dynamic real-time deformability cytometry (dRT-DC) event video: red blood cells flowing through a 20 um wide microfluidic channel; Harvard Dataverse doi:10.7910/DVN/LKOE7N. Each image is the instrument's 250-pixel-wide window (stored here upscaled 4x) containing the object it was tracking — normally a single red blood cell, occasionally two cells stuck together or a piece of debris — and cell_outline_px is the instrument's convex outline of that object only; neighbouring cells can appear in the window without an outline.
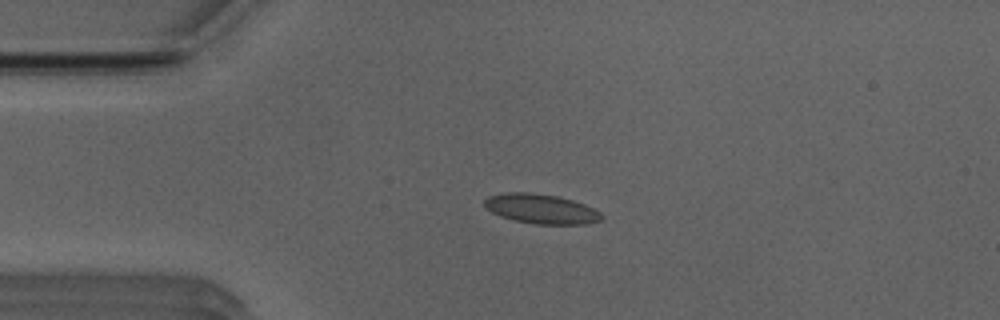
{"species": "Egyptian fruit bat (a non-hibernating species)", "species_latin": "Rousettus aegyptiacus", "temperature_condition": "room temperature", "stored_images_in_passage": 51, "camera_frame_rate_fps": 3000, "um_per_image_px": 0.085, "animal": {"sex": "male"}, "frame": {"image": 1, "passage_image": 11, "time_ms": 3.333, "image_size_px": [1000, 320], "cell_outline_px": [[604, 216], [600, 220], [588, 224], [532, 224], [512, 220], [500, 216], [484, 208], [484, 200], [488, 196], [504, 192], [528, 192], [556, 196], [572, 200], [584, 204], [600, 212]], "centroid_in_image_um": [45.95, 17.76], "position_along_channel_um": 39.0, "area_um2": 20.35}}
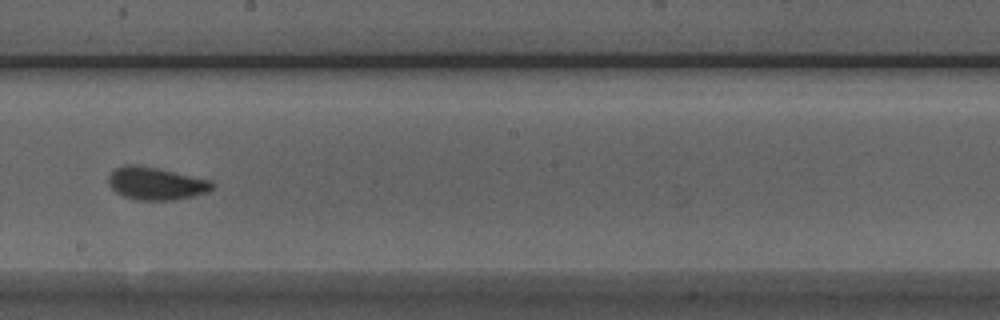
{"frame": {"image": 2, "passage_image": 28, "time_ms": 9.0, "image_size_px": [1000, 320], "cell_outline_px": [[216, 184], [208, 192], [192, 196], [172, 200], [136, 200], [124, 196], [116, 192], [108, 184], [108, 176], [116, 168], [124, 164], [136, 164], [156, 168], [212, 180]], "centroid_in_image_um": [13.26, 15.59], "position_along_channel_um": 234.9, "area_um2": 19.77}}
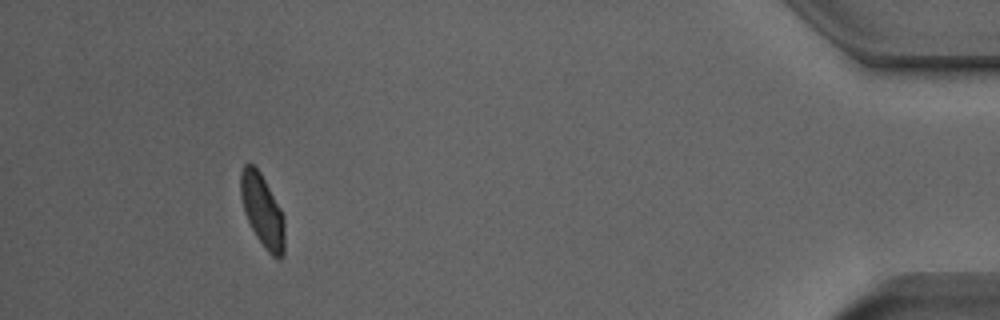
{"frame": {"image": 3, "passage_image": 47, "time_ms": 15.333, "image_size_px": [1000, 320], "cell_outline_px": [[284, 256], [280, 260], [272, 256], [264, 248], [256, 236], [244, 212], [240, 196], [240, 172], [244, 164], [252, 164], [260, 172], [280, 208], [284, 216]], "centroid_in_image_um": [22.3, 17.93], "position_along_channel_um": 412.9, "area_um2": 18.61}, "authors_computed_cell_mechanics": {"area_um2": 19.3052, "velocity_mm_per_s": 3.9155, "shape_relaxation_time_tau1_ms": 4.3103, "shape_relaxation_time_tau2_ms": 0.9997, "deformation_change_tau1": 0.104, "deformation_change_tau2": 0.0552}}